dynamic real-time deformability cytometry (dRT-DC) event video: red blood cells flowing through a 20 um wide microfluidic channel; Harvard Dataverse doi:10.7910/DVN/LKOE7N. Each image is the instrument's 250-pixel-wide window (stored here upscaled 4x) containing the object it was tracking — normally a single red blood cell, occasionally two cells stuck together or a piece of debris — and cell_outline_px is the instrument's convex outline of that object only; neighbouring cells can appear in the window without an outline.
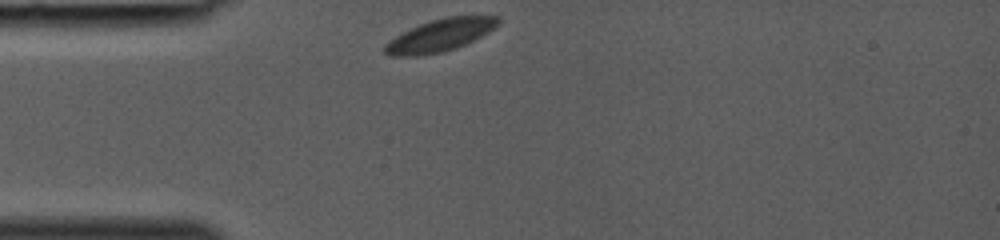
{"species": "common noctule bat (a hibernating species)", "species_latin": "Nyctalus noctula", "temperature_condition": "room temperature", "stored_images_in_passage": 26, "camera_frame_rate_fps": 3000, "um_per_image_px": 0.085, "animal": {"sex": "female", "body_mass_g": 19.0, "forearm_length_mm": 53.3}, "frame": {"image": 1, "passage_image": 1, "time_ms": 0.0, "image_size_px": [1000, 240], "cell_outline_px": [[500, 24], [488, 32], [456, 48], [440, 52], [416, 56], [392, 56], [384, 52], [384, 44], [396, 36], [420, 24], [432, 20], [448, 16], [500, 16]], "centroid_in_image_um": [37.42, 2.99], "position_along_channel_um": 47.6, "area_um2": 20.98}}
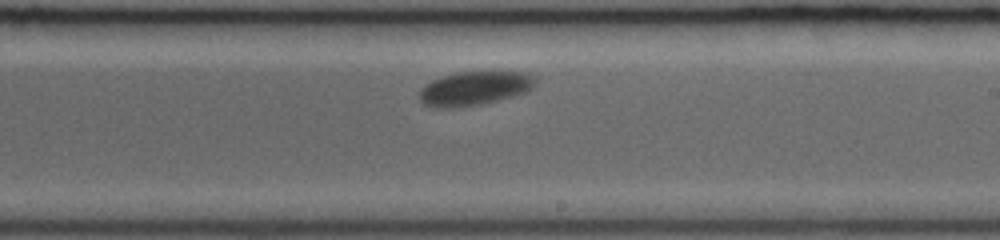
{"frame": {"image": 2, "passage_image": 15, "time_ms": 4.667, "image_size_px": [1000, 240], "cell_outline_px": [[536, 84], [524, 92], [512, 96], [480, 104], [452, 108], [432, 108], [424, 104], [420, 100], [420, 88], [424, 84], [432, 80], [456, 72], [528, 72], [536, 80]], "centroid_in_image_um": [40.28, 7.51], "position_along_channel_um": 248.7, "area_um2": 22.77}}
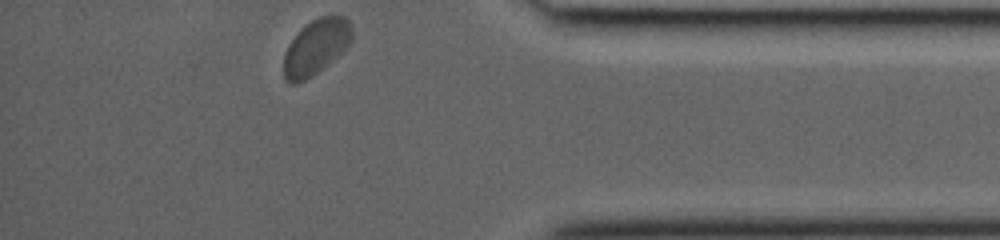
{"frame": {"image": 3, "passage_image": 26, "time_ms": 8.333, "image_size_px": [1000, 240], "cell_outline_px": [[352, 40], [332, 60], [312, 76], [296, 84], [292, 84], [284, 76], [284, 52], [288, 44], [300, 28], [304, 24], [320, 16], [344, 16], [348, 20], [352, 28]], "centroid_in_image_um": [26.83, 3.97], "position_along_channel_um": 408.4, "area_um2": 21.79}}